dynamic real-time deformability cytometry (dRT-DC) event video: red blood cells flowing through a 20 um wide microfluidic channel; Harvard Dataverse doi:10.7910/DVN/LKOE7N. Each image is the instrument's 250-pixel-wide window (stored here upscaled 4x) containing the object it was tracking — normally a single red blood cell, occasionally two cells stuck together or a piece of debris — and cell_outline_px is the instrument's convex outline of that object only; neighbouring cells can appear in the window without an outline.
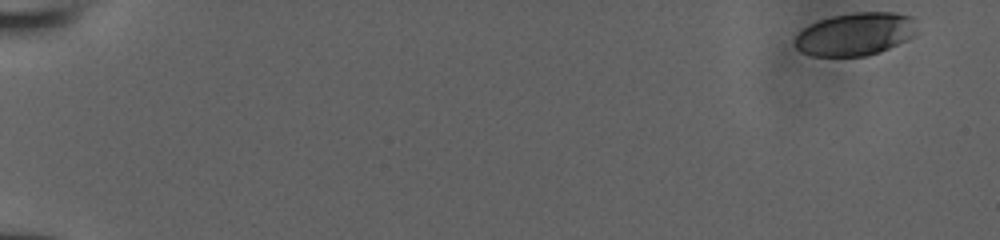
{"species": "human", "species_latin": "Homo sapiens", "temperature_condition": "room temperature", "stored_images_in_passage": 51, "camera_frame_rate_fps": 3000, "um_per_image_px": 0.085, "donor": {"sex": "male"}, "frame": {"image": 1, "passage_image": 1, "time_ms": 0.0, "image_size_px": [1000, 240], "cell_outline_px": [[916, 32], [908, 40], [880, 52], [868, 56], [812, 56], [800, 52], [796, 48], [796, 36], [808, 24], [832, 16], [856, 12], [892, 12], [912, 16], [916, 20]], "centroid_in_image_um": [72.72, 2.9], "position_along_channel_um": 12.3, "area_um2": 30.69}}
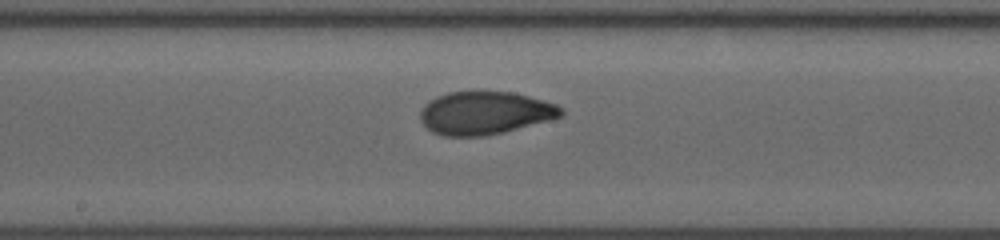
{"frame": {"image": 2, "passage_image": 29, "time_ms": 9.333, "image_size_px": [1000, 240], "cell_outline_px": [[564, 112], [560, 116], [548, 120], [504, 132], [484, 136], [444, 136], [432, 132], [420, 120], [420, 112], [424, 104], [428, 100], [436, 96], [448, 92], [512, 92], [528, 96], [556, 104], [564, 108]], "centroid_in_image_um": [41.18, 9.6], "position_along_channel_um": 207.0, "area_um2": 35.14}}
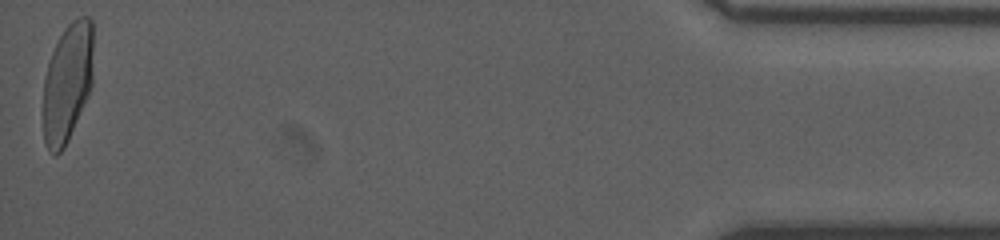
{"frame": {"image": 3, "passage_image": 51, "time_ms": 16.667, "image_size_px": [1000, 240], "cell_outline_px": [[92, 84], [88, 96], [68, 140], [64, 148], [56, 156], [52, 156], [44, 140], [44, 76], [52, 52], [64, 28], [72, 20], [80, 16], [88, 16], [92, 20]], "centroid_in_image_um": [5.74, 7.02], "position_along_channel_um": 429.5, "area_um2": 34.62}}